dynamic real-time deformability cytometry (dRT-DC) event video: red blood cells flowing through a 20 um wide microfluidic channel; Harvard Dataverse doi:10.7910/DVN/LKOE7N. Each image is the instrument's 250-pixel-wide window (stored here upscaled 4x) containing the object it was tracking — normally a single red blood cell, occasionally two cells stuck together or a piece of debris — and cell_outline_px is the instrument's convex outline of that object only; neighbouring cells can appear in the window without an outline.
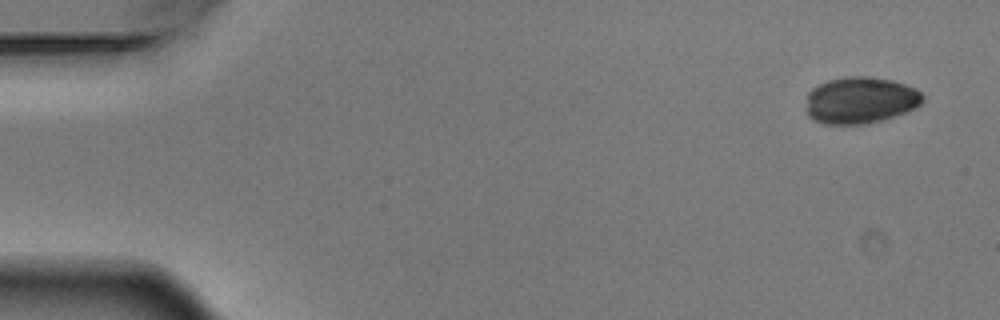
{"species": "Egyptian fruit bat (a non-hibernating species)", "species_latin": "Rousettus aegyptiacus", "temperature_condition": "warm", "stored_images_in_passage": 6, "camera_frame_rate_fps": 3000, "um_per_image_px": 0.085, "animal": {"sex": "male"}, "frame": {"image": 1, "passage_image": 1, "time_ms": 0.0, "image_size_px": [1000, 320], "cell_outline_px": [[924, 100], [916, 108], [880, 120], [864, 124], [824, 124], [812, 120], [808, 116], [808, 92], [812, 88], [828, 80], [844, 76], [868, 76], [892, 80], [916, 88], [924, 96]], "centroid_in_image_um": [73.14, 8.51], "position_along_channel_um": 11.9, "area_um2": 31.67}}
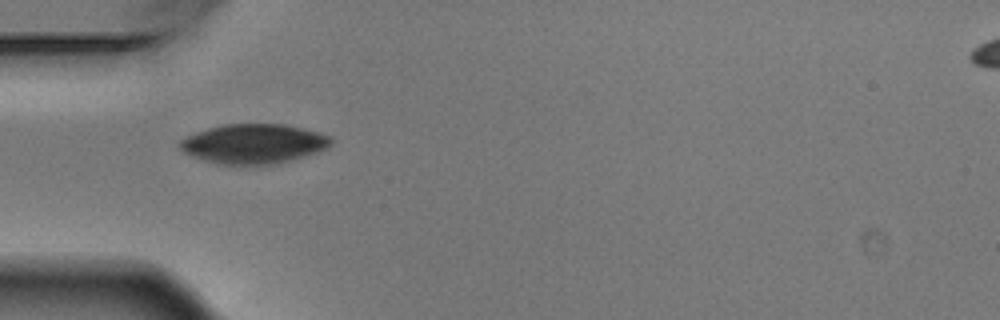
{"frame": {"image": 2, "passage_image": 5, "time_ms": 1.333, "image_size_px": [1000, 320], "cell_outline_px": [[332, 144], [328, 148], [304, 156], [272, 164], [216, 164], [192, 156], [184, 152], [180, 148], [180, 140], [196, 132], [208, 128], [224, 124], [288, 124], [320, 132], [332, 136]], "centroid_in_image_um": [21.59, 12.2], "position_along_channel_um": 63.4, "area_um2": 34.8}}
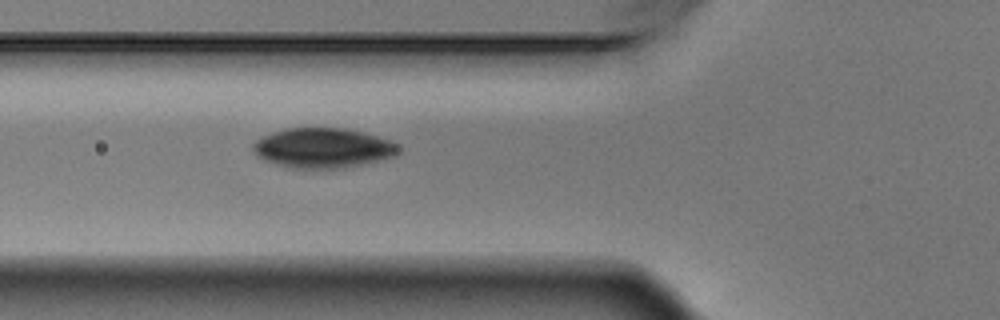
{"frame": {"image": 3, "passage_image": 6, "time_ms": 1.667, "image_size_px": [1000, 320], "cell_outline_px": [[400, 148], [396, 156], [360, 164], [340, 168], [288, 168], [264, 160], [256, 156], [252, 148], [252, 144], [256, 140], [272, 132], [284, 128], [348, 128], [364, 132], [392, 140], [400, 144]], "centroid_in_image_um": [27.45, 12.56], "position_along_channel_um": 98.3, "area_um2": 34.04}}